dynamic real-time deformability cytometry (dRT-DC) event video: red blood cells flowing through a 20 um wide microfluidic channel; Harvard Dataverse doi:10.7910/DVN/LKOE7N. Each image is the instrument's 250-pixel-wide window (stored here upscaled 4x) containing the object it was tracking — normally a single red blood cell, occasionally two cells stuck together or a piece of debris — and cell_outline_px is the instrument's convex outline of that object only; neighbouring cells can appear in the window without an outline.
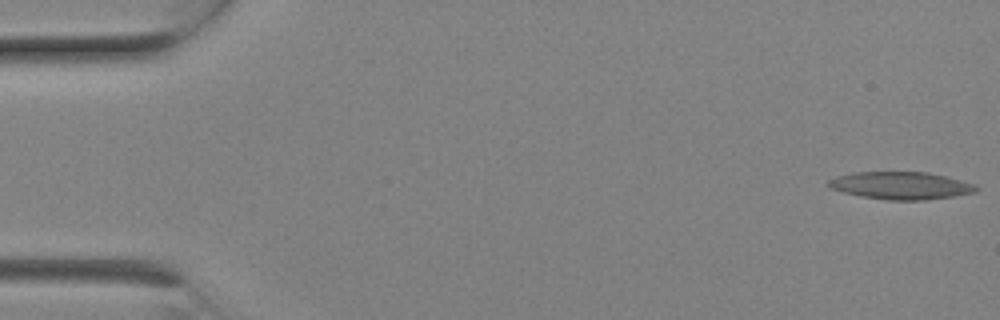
{"species": "Egyptian fruit bat (a non-hibernating species)", "species_latin": "Rousettus aegyptiacus", "temperature_condition": "room temperature", "stored_images_in_passage": 9, "camera_frame_rate_fps": 3000, "um_per_image_px": 0.085, "animal": {"sex": "female"}, "frame": {"image": 1, "passage_image": 1, "time_ms": 0.0, "image_size_px": [1000, 320], "cell_outline_px": [[980, 188], [976, 192], [952, 196], [924, 200], [888, 200], [860, 196], [828, 188], [824, 184], [828, 180], [836, 176], [852, 172], [928, 172], [960, 180], [972, 184]], "centroid_in_image_um": [76.5, 15.77], "position_along_channel_um": 8.5, "area_um2": 23.7}}
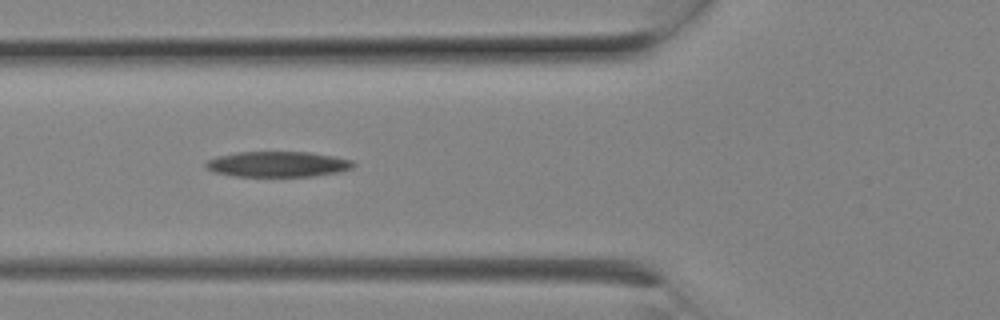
{"frame": {"image": 2, "passage_image": 8, "time_ms": 2.333, "image_size_px": [1000, 320], "cell_outline_px": [[356, 164], [352, 168], [340, 172], [312, 176], [232, 176], [216, 172], [204, 168], [204, 164], [208, 160], [216, 156], [236, 152], [308, 152], [332, 156], [352, 160]], "centroid_in_image_um": [23.58, 13.95], "position_along_channel_um": 102.2, "area_um2": 21.96}}
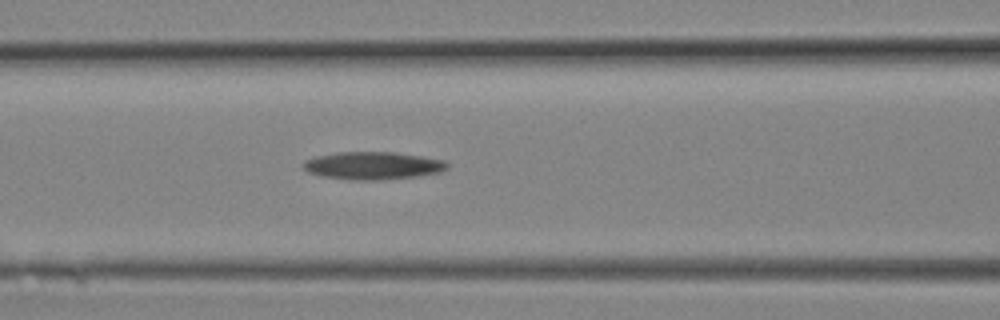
{"frame": {"image": 3, "passage_image": 9, "time_ms": 2.667, "image_size_px": [1000, 320], "cell_outline_px": [[448, 168], [440, 172], [420, 176], [380, 180], [352, 180], [320, 176], [308, 172], [300, 164], [304, 160], [316, 156], [336, 152], [396, 152], [444, 160], [448, 164]], "centroid_in_image_um": [31.66, 14.08], "position_along_channel_um": 134.9, "area_um2": 23.47}}